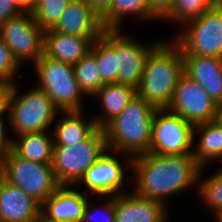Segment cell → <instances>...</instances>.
Instances as JSON below:
<instances>
[{"mask_svg":"<svg viewBox=\"0 0 222 222\" xmlns=\"http://www.w3.org/2000/svg\"><path fill=\"white\" fill-rule=\"evenodd\" d=\"M130 168L134 175L129 177V182H134L131 191L165 205L171 195L197 187L201 169L192 154L160 155L150 152L133 157Z\"/></svg>","mask_w":222,"mask_h":222,"instance_id":"6da1fadb","label":"cell"},{"mask_svg":"<svg viewBox=\"0 0 222 222\" xmlns=\"http://www.w3.org/2000/svg\"><path fill=\"white\" fill-rule=\"evenodd\" d=\"M157 109L136 95L116 117L104 127L107 149L127 156L125 164L131 169L132 158L150 152L153 114Z\"/></svg>","mask_w":222,"mask_h":222,"instance_id":"7a4b0ae2","label":"cell"},{"mask_svg":"<svg viewBox=\"0 0 222 222\" xmlns=\"http://www.w3.org/2000/svg\"><path fill=\"white\" fill-rule=\"evenodd\" d=\"M184 74L181 48L163 40L148 56L137 95L156 109H167Z\"/></svg>","mask_w":222,"mask_h":222,"instance_id":"3957f363","label":"cell"},{"mask_svg":"<svg viewBox=\"0 0 222 222\" xmlns=\"http://www.w3.org/2000/svg\"><path fill=\"white\" fill-rule=\"evenodd\" d=\"M18 82L12 85L8 98L9 129L16 136L25 133L49 131L54 125L56 115L61 111L49 96L37 86L20 95ZM50 126V127H49Z\"/></svg>","mask_w":222,"mask_h":222,"instance_id":"277c9868","label":"cell"},{"mask_svg":"<svg viewBox=\"0 0 222 222\" xmlns=\"http://www.w3.org/2000/svg\"><path fill=\"white\" fill-rule=\"evenodd\" d=\"M107 150L103 128L73 146H53L51 166L60 186L79 184L85 172Z\"/></svg>","mask_w":222,"mask_h":222,"instance_id":"5b68a950","label":"cell"},{"mask_svg":"<svg viewBox=\"0 0 222 222\" xmlns=\"http://www.w3.org/2000/svg\"><path fill=\"white\" fill-rule=\"evenodd\" d=\"M42 89L60 111H82L85 95L76 81L71 64L53 60L44 54L33 64Z\"/></svg>","mask_w":222,"mask_h":222,"instance_id":"8992f818","label":"cell"},{"mask_svg":"<svg viewBox=\"0 0 222 222\" xmlns=\"http://www.w3.org/2000/svg\"><path fill=\"white\" fill-rule=\"evenodd\" d=\"M173 40L183 56H212L222 58V3H216L200 17L183 24Z\"/></svg>","mask_w":222,"mask_h":222,"instance_id":"52a82bcc","label":"cell"},{"mask_svg":"<svg viewBox=\"0 0 222 222\" xmlns=\"http://www.w3.org/2000/svg\"><path fill=\"white\" fill-rule=\"evenodd\" d=\"M4 179L22 189L41 205L59 187L51 164L37 163L11 150L3 159Z\"/></svg>","mask_w":222,"mask_h":222,"instance_id":"ba28073f","label":"cell"},{"mask_svg":"<svg viewBox=\"0 0 222 222\" xmlns=\"http://www.w3.org/2000/svg\"><path fill=\"white\" fill-rule=\"evenodd\" d=\"M194 126L167 109L153 114L150 153L160 155L192 154Z\"/></svg>","mask_w":222,"mask_h":222,"instance_id":"9c48e42d","label":"cell"},{"mask_svg":"<svg viewBox=\"0 0 222 222\" xmlns=\"http://www.w3.org/2000/svg\"><path fill=\"white\" fill-rule=\"evenodd\" d=\"M0 36L20 66L25 61L34 64L43 55L44 31L31 11L21 12L1 23Z\"/></svg>","mask_w":222,"mask_h":222,"instance_id":"30bf717a","label":"cell"},{"mask_svg":"<svg viewBox=\"0 0 222 222\" xmlns=\"http://www.w3.org/2000/svg\"><path fill=\"white\" fill-rule=\"evenodd\" d=\"M218 104L185 73L179 79L167 110L178 114L193 126L214 121Z\"/></svg>","mask_w":222,"mask_h":222,"instance_id":"8fae6325","label":"cell"},{"mask_svg":"<svg viewBox=\"0 0 222 222\" xmlns=\"http://www.w3.org/2000/svg\"><path fill=\"white\" fill-rule=\"evenodd\" d=\"M107 149L84 174L79 181V185L85 186L83 192L87 195L88 192L95 197L114 196L122 193L123 185H125L126 167L115 155L122 153ZM113 154V155H112ZM123 164V165H122Z\"/></svg>","mask_w":222,"mask_h":222,"instance_id":"7c38bea8","label":"cell"},{"mask_svg":"<svg viewBox=\"0 0 222 222\" xmlns=\"http://www.w3.org/2000/svg\"><path fill=\"white\" fill-rule=\"evenodd\" d=\"M116 29V83L138 88L149 54L163 41L151 46Z\"/></svg>","mask_w":222,"mask_h":222,"instance_id":"4fadbf2b","label":"cell"},{"mask_svg":"<svg viewBox=\"0 0 222 222\" xmlns=\"http://www.w3.org/2000/svg\"><path fill=\"white\" fill-rule=\"evenodd\" d=\"M168 205L126 192L114 195L115 222H167Z\"/></svg>","mask_w":222,"mask_h":222,"instance_id":"5bb4252c","label":"cell"},{"mask_svg":"<svg viewBox=\"0 0 222 222\" xmlns=\"http://www.w3.org/2000/svg\"><path fill=\"white\" fill-rule=\"evenodd\" d=\"M74 189L72 186H60L42 204L41 213L55 222H81L89 197Z\"/></svg>","mask_w":222,"mask_h":222,"instance_id":"9a60e30c","label":"cell"},{"mask_svg":"<svg viewBox=\"0 0 222 222\" xmlns=\"http://www.w3.org/2000/svg\"><path fill=\"white\" fill-rule=\"evenodd\" d=\"M53 31L80 37H100L105 30L101 19L82 0H72Z\"/></svg>","mask_w":222,"mask_h":222,"instance_id":"2e32d148","label":"cell"},{"mask_svg":"<svg viewBox=\"0 0 222 222\" xmlns=\"http://www.w3.org/2000/svg\"><path fill=\"white\" fill-rule=\"evenodd\" d=\"M41 204L19 187L0 184V222H33L41 214Z\"/></svg>","mask_w":222,"mask_h":222,"instance_id":"e0dca14e","label":"cell"},{"mask_svg":"<svg viewBox=\"0 0 222 222\" xmlns=\"http://www.w3.org/2000/svg\"><path fill=\"white\" fill-rule=\"evenodd\" d=\"M184 73L198 83L218 105L222 104V58L183 56Z\"/></svg>","mask_w":222,"mask_h":222,"instance_id":"ac0fdd59","label":"cell"},{"mask_svg":"<svg viewBox=\"0 0 222 222\" xmlns=\"http://www.w3.org/2000/svg\"><path fill=\"white\" fill-rule=\"evenodd\" d=\"M97 38L63 34L49 29L44 31L43 54L50 59L74 65L90 52L92 42Z\"/></svg>","mask_w":222,"mask_h":222,"instance_id":"d6986e66","label":"cell"},{"mask_svg":"<svg viewBox=\"0 0 222 222\" xmlns=\"http://www.w3.org/2000/svg\"><path fill=\"white\" fill-rule=\"evenodd\" d=\"M83 111H61L59 119L55 120L52 132L54 146H73L87 139L98 127L92 118H85ZM84 113V114H83Z\"/></svg>","mask_w":222,"mask_h":222,"instance_id":"ffe728a7","label":"cell"},{"mask_svg":"<svg viewBox=\"0 0 222 222\" xmlns=\"http://www.w3.org/2000/svg\"><path fill=\"white\" fill-rule=\"evenodd\" d=\"M137 95L136 89L122 83H107L93 96L101 104L99 115H93L98 128H103L109 121L116 117L130 101Z\"/></svg>","mask_w":222,"mask_h":222,"instance_id":"44dd1931","label":"cell"},{"mask_svg":"<svg viewBox=\"0 0 222 222\" xmlns=\"http://www.w3.org/2000/svg\"><path fill=\"white\" fill-rule=\"evenodd\" d=\"M192 145H195L192 147L193 158L201 168H206L209 162L222 156V128L215 121L195 125Z\"/></svg>","mask_w":222,"mask_h":222,"instance_id":"7402d4cb","label":"cell"},{"mask_svg":"<svg viewBox=\"0 0 222 222\" xmlns=\"http://www.w3.org/2000/svg\"><path fill=\"white\" fill-rule=\"evenodd\" d=\"M25 133L12 138V150L21 158L32 162L51 164L53 154L52 132Z\"/></svg>","mask_w":222,"mask_h":222,"instance_id":"603a6c76","label":"cell"},{"mask_svg":"<svg viewBox=\"0 0 222 222\" xmlns=\"http://www.w3.org/2000/svg\"><path fill=\"white\" fill-rule=\"evenodd\" d=\"M128 15H135L140 20H160L150 9L148 0H113L110 9L100 19L104 29H121L123 19Z\"/></svg>","mask_w":222,"mask_h":222,"instance_id":"cb8c5ba5","label":"cell"},{"mask_svg":"<svg viewBox=\"0 0 222 222\" xmlns=\"http://www.w3.org/2000/svg\"><path fill=\"white\" fill-rule=\"evenodd\" d=\"M90 52L96 57L101 80L116 83V29H105L92 42Z\"/></svg>","mask_w":222,"mask_h":222,"instance_id":"d4e9b609","label":"cell"},{"mask_svg":"<svg viewBox=\"0 0 222 222\" xmlns=\"http://www.w3.org/2000/svg\"><path fill=\"white\" fill-rule=\"evenodd\" d=\"M76 81L83 94L92 98L103 86L96 57L88 52L79 62L73 65Z\"/></svg>","mask_w":222,"mask_h":222,"instance_id":"484cf974","label":"cell"},{"mask_svg":"<svg viewBox=\"0 0 222 222\" xmlns=\"http://www.w3.org/2000/svg\"><path fill=\"white\" fill-rule=\"evenodd\" d=\"M215 4L213 0H173L171 8L160 19L183 25L200 17Z\"/></svg>","mask_w":222,"mask_h":222,"instance_id":"4316f807","label":"cell"},{"mask_svg":"<svg viewBox=\"0 0 222 222\" xmlns=\"http://www.w3.org/2000/svg\"><path fill=\"white\" fill-rule=\"evenodd\" d=\"M203 169L205 168L200 169L198 175L197 189L200 199L204 200L205 205H208L213 212L212 214L217 218L222 213V175L215 172L205 178L201 176Z\"/></svg>","mask_w":222,"mask_h":222,"instance_id":"83f0119b","label":"cell"},{"mask_svg":"<svg viewBox=\"0 0 222 222\" xmlns=\"http://www.w3.org/2000/svg\"><path fill=\"white\" fill-rule=\"evenodd\" d=\"M72 0H39L32 8L34 20L43 30L52 29Z\"/></svg>","mask_w":222,"mask_h":222,"instance_id":"f1b7e54d","label":"cell"},{"mask_svg":"<svg viewBox=\"0 0 222 222\" xmlns=\"http://www.w3.org/2000/svg\"><path fill=\"white\" fill-rule=\"evenodd\" d=\"M103 204L97 207L90 203L89 199L85 207L81 222H115L114 196H104ZM99 213L103 218H96Z\"/></svg>","mask_w":222,"mask_h":222,"instance_id":"f546056e","label":"cell"},{"mask_svg":"<svg viewBox=\"0 0 222 222\" xmlns=\"http://www.w3.org/2000/svg\"><path fill=\"white\" fill-rule=\"evenodd\" d=\"M21 66L14 59L11 50L3 42L0 36V82L14 84L15 77L20 72Z\"/></svg>","mask_w":222,"mask_h":222,"instance_id":"4dcf8cb0","label":"cell"},{"mask_svg":"<svg viewBox=\"0 0 222 222\" xmlns=\"http://www.w3.org/2000/svg\"><path fill=\"white\" fill-rule=\"evenodd\" d=\"M5 122L9 125L8 114H0V160H2L12 150L13 139L9 137L6 132L8 129H6L7 125H5Z\"/></svg>","mask_w":222,"mask_h":222,"instance_id":"1f68e13d","label":"cell"},{"mask_svg":"<svg viewBox=\"0 0 222 222\" xmlns=\"http://www.w3.org/2000/svg\"><path fill=\"white\" fill-rule=\"evenodd\" d=\"M22 11L10 0H0V24L17 16Z\"/></svg>","mask_w":222,"mask_h":222,"instance_id":"d6a6232c","label":"cell"},{"mask_svg":"<svg viewBox=\"0 0 222 222\" xmlns=\"http://www.w3.org/2000/svg\"><path fill=\"white\" fill-rule=\"evenodd\" d=\"M82 1H84L99 18H101L110 9L113 0H82Z\"/></svg>","mask_w":222,"mask_h":222,"instance_id":"836d02e7","label":"cell"},{"mask_svg":"<svg viewBox=\"0 0 222 222\" xmlns=\"http://www.w3.org/2000/svg\"><path fill=\"white\" fill-rule=\"evenodd\" d=\"M173 0H148L150 9L161 18L172 6Z\"/></svg>","mask_w":222,"mask_h":222,"instance_id":"e575fe53","label":"cell"},{"mask_svg":"<svg viewBox=\"0 0 222 222\" xmlns=\"http://www.w3.org/2000/svg\"><path fill=\"white\" fill-rule=\"evenodd\" d=\"M12 84L0 82V114H7L8 98Z\"/></svg>","mask_w":222,"mask_h":222,"instance_id":"d590c367","label":"cell"},{"mask_svg":"<svg viewBox=\"0 0 222 222\" xmlns=\"http://www.w3.org/2000/svg\"><path fill=\"white\" fill-rule=\"evenodd\" d=\"M15 4L22 12L31 10V0H10Z\"/></svg>","mask_w":222,"mask_h":222,"instance_id":"8d00e7d4","label":"cell"},{"mask_svg":"<svg viewBox=\"0 0 222 222\" xmlns=\"http://www.w3.org/2000/svg\"><path fill=\"white\" fill-rule=\"evenodd\" d=\"M214 121L222 128V104L218 105Z\"/></svg>","mask_w":222,"mask_h":222,"instance_id":"74e56055","label":"cell"},{"mask_svg":"<svg viewBox=\"0 0 222 222\" xmlns=\"http://www.w3.org/2000/svg\"><path fill=\"white\" fill-rule=\"evenodd\" d=\"M33 222H55V221L49 220L47 217H45V216L41 213Z\"/></svg>","mask_w":222,"mask_h":222,"instance_id":"f35d334b","label":"cell"},{"mask_svg":"<svg viewBox=\"0 0 222 222\" xmlns=\"http://www.w3.org/2000/svg\"><path fill=\"white\" fill-rule=\"evenodd\" d=\"M4 179V169H3V163L2 160H0V184Z\"/></svg>","mask_w":222,"mask_h":222,"instance_id":"ab89813d","label":"cell"},{"mask_svg":"<svg viewBox=\"0 0 222 222\" xmlns=\"http://www.w3.org/2000/svg\"><path fill=\"white\" fill-rule=\"evenodd\" d=\"M221 159L220 161L222 162V156H220L218 158V160ZM220 170H217V173H219L220 175H222V168H219Z\"/></svg>","mask_w":222,"mask_h":222,"instance_id":"60d3db41","label":"cell"},{"mask_svg":"<svg viewBox=\"0 0 222 222\" xmlns=\"http://www.w3.org/2000/svg\"><path fill=\"white\" fill-rule=\"evenodd\" d=\"M39 0H31V8L38 2Z\"/></svg>","mask_w":222,"mask_h":222,"instance_id":"b9f144b4","label":"cell"},{"mask_svg":"<svg viewBox=\"0 0 222 222\" xmlns=\"http://www.w3.org/2000/svg\"><path fill=\"white\" fill-rule=\"evenodd\" d=\"M216 219L222 222V213Z\"/></svg>","mask_w":222,"mask_h":222,"instance_id":"7bdbcfd3","label":"cell"},{"mask_svg":"<svg viewBox=\"0 0 222 222\" xmlns=\"http://www.w3.org/2000/svg\"><path fill=\"white\" fill-rule=\"evenodd\" d=\"M215 3H222V0H213Z\"/></svg>","mask_w":222,"mask_h":222,"instance_id":"ee69618b","label":"cell"}]
</instances>
